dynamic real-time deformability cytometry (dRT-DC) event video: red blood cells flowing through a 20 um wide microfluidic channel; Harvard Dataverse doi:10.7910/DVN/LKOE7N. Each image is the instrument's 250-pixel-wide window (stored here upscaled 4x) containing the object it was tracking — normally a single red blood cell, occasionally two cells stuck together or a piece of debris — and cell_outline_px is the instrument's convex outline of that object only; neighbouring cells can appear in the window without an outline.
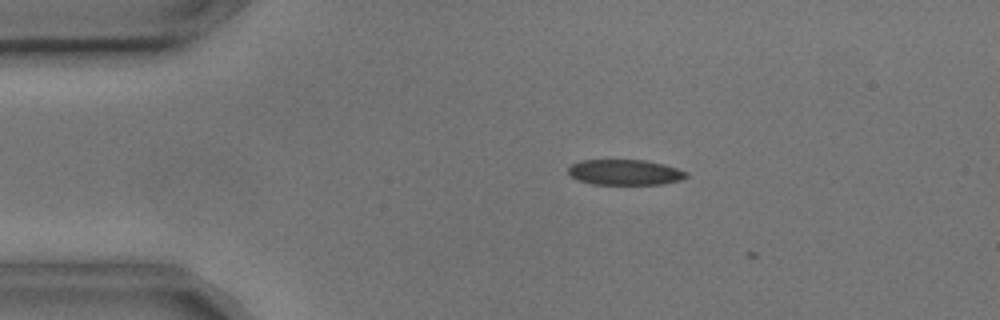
{"species": "common noctule bat (a hibernating species)", "species_latin": "Nyctalus noctula", "temperature_condition": "cold", "stored_images_in_passage": 3, "camera_frame_rate_fps": 3000, "um_per_image_px": 0.085, "animal": {"sex": "male", "body_mass_g": 17.9, "forearm_length_mm": 54.2}, "frame": {"image": 1, "passage_image": 2, "time_ms": 0.333, "image_size_px": [1000, 320], "cell_outline_px": [[688, 176], [680, 180], [660, 184], [592, 184], [580, 180], [572, 176], [568, 172], [568, 168], [572, 164], [580, 160], [644, 160], [664, 164], [688, 172]], "centroid_in_image_um": [53.13, 14.64], "position_along_channel_um": 31.9, "area_um2": 17.4}}